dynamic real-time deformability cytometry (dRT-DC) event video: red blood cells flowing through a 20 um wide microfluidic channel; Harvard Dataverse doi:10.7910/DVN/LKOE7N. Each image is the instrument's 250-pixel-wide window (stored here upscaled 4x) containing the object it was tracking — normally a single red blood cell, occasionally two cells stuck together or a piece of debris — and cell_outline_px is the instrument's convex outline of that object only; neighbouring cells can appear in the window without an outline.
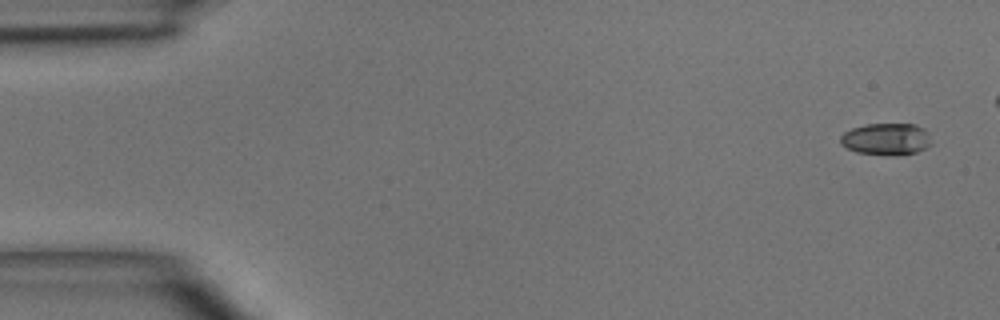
{"species": "common noctule bat (a hibernating species)", "species_latin": "Nyctalus noctula", "temperature_condition": "room temperature", "stored_images_in_passage": 5, "camera_frame_rate_fps": 3000, "um_per_image_px": 0.085, "animal": {"sex": "male", "body_mass_g": 15.6}, "frame": {"image": 1, "passage_image": 1, "time_ms": 0.0, "image_size_px": [1000, 320], "cell_outline_px": [[928, 144], [924, 148], [916, 152], [892, 156], [856, 152], [840, 144], [840, 136], [844, 132], [852, 128], [864, 124], [916, 124], [924, 128]], "centroid_in_image_um": [75.24, 11.82], "position_along_channel_um": 9.8, "area_um2": 16.65}}